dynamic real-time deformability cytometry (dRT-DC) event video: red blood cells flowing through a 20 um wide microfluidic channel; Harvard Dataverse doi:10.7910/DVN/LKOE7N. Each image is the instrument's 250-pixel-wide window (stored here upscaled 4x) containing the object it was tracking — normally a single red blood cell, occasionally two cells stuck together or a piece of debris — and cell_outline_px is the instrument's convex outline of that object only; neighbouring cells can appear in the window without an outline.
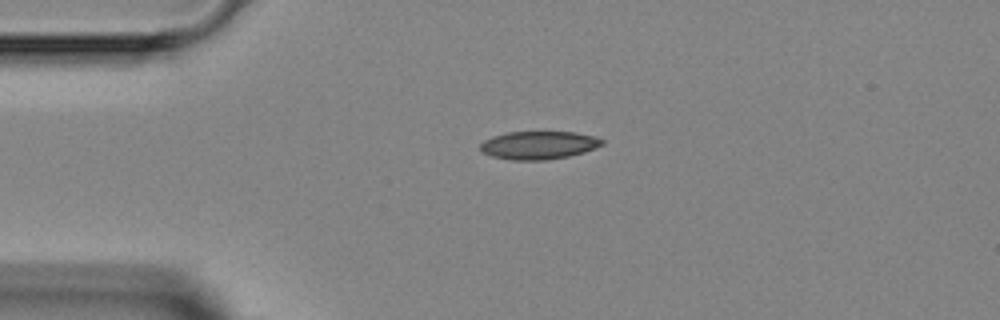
{"species": "Egyptian fruit bat (a non-hibernating species)", "species_latin": "Rousettus aegyptiacus", "temperature_condition": "room temperature", "stored_images_in_passage": 2, "camera_frame_rate_fps": 3000, "um_per_image_px": 0.085, "animal": {"sex": "female"}, "frame": {"image": 1, "passage_image": 1, "time_ms": 0.0, "image_size_px": [1000, 320], "cell_outline_px": [[604, 144], [584, 152], [568, 156], [548, 160], [512, 160], [492, 156], [484, 152], [480, 148], [480, 144], [484, 140], [492, 136], [508, 132], [576, 132], [592, 136], [604, 140]], "centroid_in_image_um": [45.79, 12.34], "position_along_channel_um": 39.2, "area_um2": 19.83}}